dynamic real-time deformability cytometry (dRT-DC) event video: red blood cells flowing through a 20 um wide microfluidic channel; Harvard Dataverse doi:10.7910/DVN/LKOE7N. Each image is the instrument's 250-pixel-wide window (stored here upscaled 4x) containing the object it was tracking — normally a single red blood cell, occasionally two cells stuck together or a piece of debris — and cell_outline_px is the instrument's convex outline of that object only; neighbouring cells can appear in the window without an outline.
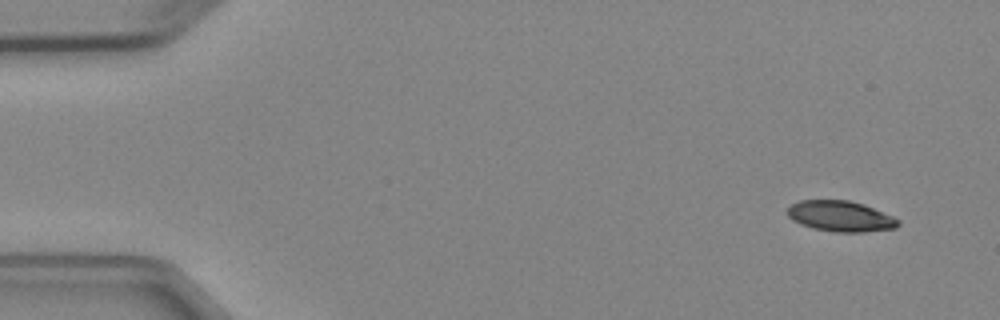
{"species": "Egyptian fruit bat (a non-hibernating species)", "species_latin": "Rousettus aegyptiacus", "temperature_condition": "cold", "stored_images_in_passage": 5, "segment_of_instrument_passage": [1, 2], "camera_frame_rate_fps": 3000, "um_per_image_px": 0.085, "animal": {"sex": "female"}, "frame": {"image": 1, "passage_image": 1, "time_ms": 0.0, "image_size_px": [1000, 320], "cell_outline_px": [[900, 224], [896, 228], [864, 232], [836, 232], [812, 228], [800, 224], [792, 220], [788, 216], [788, 208], [792, 204], [800, 200], [848, 200], [864, 204], [892, 216], [900, 220]], "centroid_in_image_um": [71.45, 18.38], "position_along_channel_um": 13.5, "area_um2": 19.83}}